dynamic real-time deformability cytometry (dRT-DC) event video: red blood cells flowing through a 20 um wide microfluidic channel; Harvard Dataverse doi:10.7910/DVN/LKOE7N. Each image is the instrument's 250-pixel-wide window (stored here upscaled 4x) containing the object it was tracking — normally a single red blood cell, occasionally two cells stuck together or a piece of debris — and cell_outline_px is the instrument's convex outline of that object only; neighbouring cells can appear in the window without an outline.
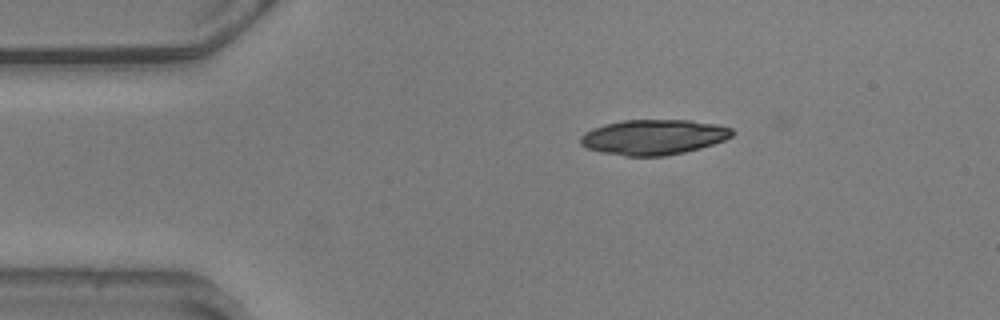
{"species": "common noctule bat (a hibernating species)", "species_latin": "Nyctalus noctula", "temperature_condition": "warm", "stored_images_in_passage": 47, "camera_frame_rate_fps": 3000, "um_per_image_px": 0.085, "animal": {"sex": "male", "body_mass_g": 20.5, "forearm_length_mm": 52.5}, "frame": {"image": 1, "passage_image": 1, "time_ms": 0.0, "image_size_px": [1000, 320], "cell_outline_px": [[736, 132], [732, 136], [724, 140], [700, 148], [684, 152], [664, 156], [624, 156], [600, 152], [588, 148], [580, 144], [580, 136], [584, 132], [592, 128], [604, 124], [624, 120], [692, 120], [716, 124], [732, 128]], "centroid_in_image_um": [55.55, 11.65], "position_along_channel_um": 29.5, "area_um2": 31.27}}
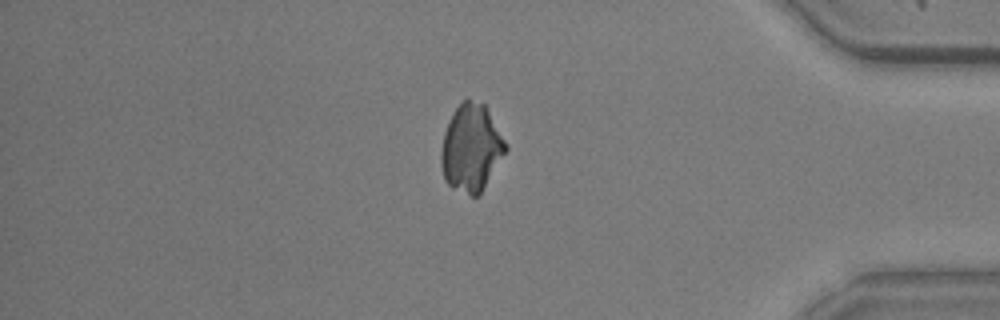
{"frame": {"image": 2, "passage_image": 38, "time_ms": 12.333, "image_size_px": [1000, 320], "cell_outline_px": [[508, 148], [480, 196], [472, 196], [452, 188], [444, 180], [440, 164], [440, 152], [444, 132], [448, 120], [452, 112], [464, 100], [468, 100], [484, 104], [508, 144]], "centroid_in_image_um": [40.04, 12.61], "position_along_channel_um": 395.2, "area_um2": 33.0}}
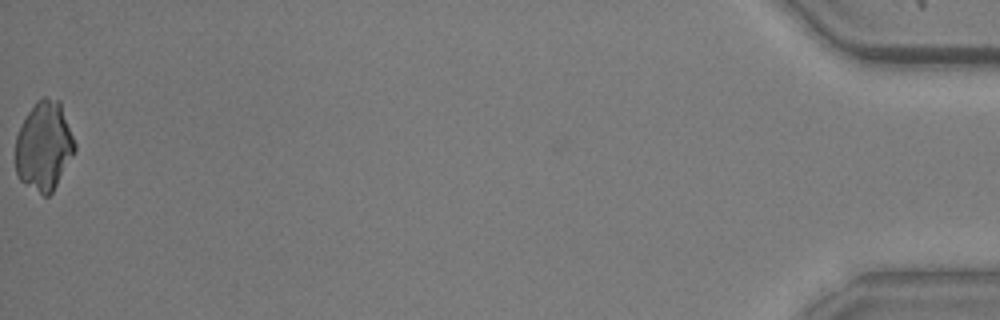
{"frame": {"image": 3, "passage_image": 47, "time_ms": 15.333, "image_size_px": [1000, 320], "cell_outline_px": [[76, 148], [72, 156], [52, 192], [48, 196], [44, 196], [24, 184], [20, 180], [16, 172], [16, 136], [28, 112], [36, 100], [44, 96], [60, 100], [76, 144]], "centroid_in_image_um": [3.74, 12.4], "position_along_channel_um": 431.5, "area_um2": 30.63}}